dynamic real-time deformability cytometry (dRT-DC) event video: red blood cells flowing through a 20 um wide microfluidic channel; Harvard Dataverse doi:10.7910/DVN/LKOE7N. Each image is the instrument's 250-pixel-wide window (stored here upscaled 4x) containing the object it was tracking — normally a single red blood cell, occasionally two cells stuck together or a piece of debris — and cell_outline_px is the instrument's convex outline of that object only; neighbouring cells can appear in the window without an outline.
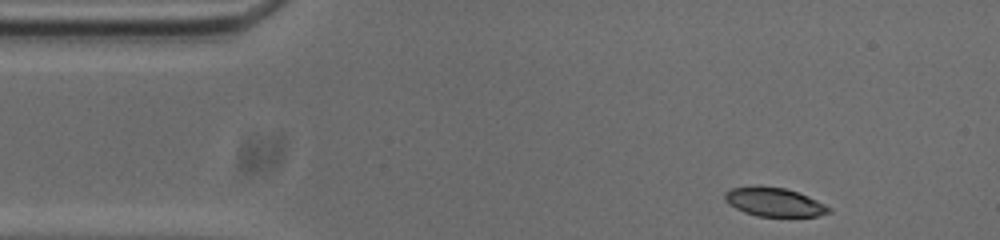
{"species": "common noctule bat (a hibernating species)", "species_latin": "Nyctalus noctula", "temperature_condition": "cold", "stored_images_in_passage": 48, "camera_frame_rate_fps": 3000, "um_per_image_px": 0.085, "animal": {"sex": "male", "body_mass_g": 20.0, "forearm_length_mm": 53.3}, "frame": {"image": 1, "passage_image": 1, "time_ms": 0.0, "image_size_px": [1000, 240], "cell_outline_px": [[832, 212], [816, 216], [756, 216], [744, 212], [728, 204], [724, 200], [724, 192], [732, 188], [760, 184], [784, 188], [808, 196], [832, 208]], "centroid_in_image_um": [65.77, 17.15], "position_along_channel_um": 19.2, "area_um2": 17.63}}
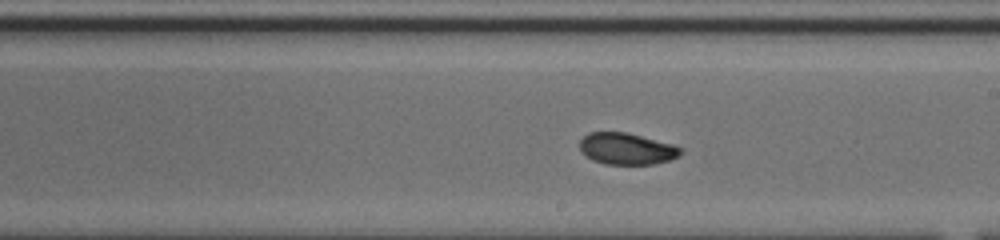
{"frame": {"image": 2, "passage_image": 24, "time_ms": 7.667, "image_size_px": [1000, 240], "cell_outline_px": [[684, 152], [680, 156], [672, 160], [652, 164], [604, 164], [592, 160], [584, 156], [580, 152], [580, 140], [588, 132], [624, 132], [672, 144], [684, 148]], "centroid_in_image_um": [53.28, 12.66], "position_along_channel_um": 235.7, "area_um2": 18.79}}
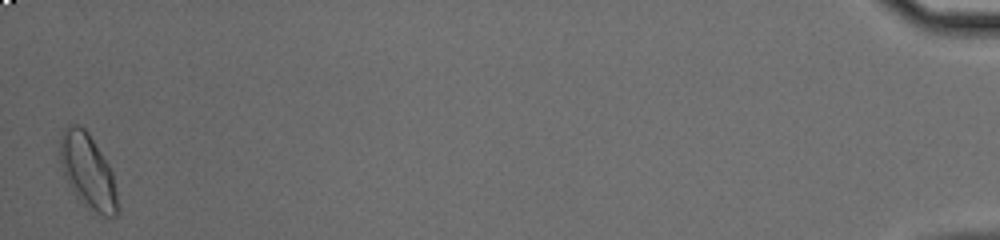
{"frame": {"image": 3, "passage_image": 48, "time_ms": 15.667, "image_size_px": [1000, 240], "cell_outline_px": [[120, 212], [116, 216], [104, 216], [84, 204], [72, 192], [64, 176], [60, 164], [60, 140], [64, 128], [68, 124], [76, 124], [84, 128], [88, 132], [108, 164], [112, 172], [120, 208]], "centroid_in_image_um": [7.47, 14.57], "position_along_channel_um": 427.7, "area_um2": 25.03}, "authors_computed_cell_mechanics": {"area_um2": 18.9295, "velocity_mm_per_s": 3.7197, "shape_relaxation_time_tau1_ms": 2.9891, "shape_relaxation_time_tau2_ms": 1.9845, "deformation_change_tau1": 0.1401, "deformation_change_tau2": 0.0611}}